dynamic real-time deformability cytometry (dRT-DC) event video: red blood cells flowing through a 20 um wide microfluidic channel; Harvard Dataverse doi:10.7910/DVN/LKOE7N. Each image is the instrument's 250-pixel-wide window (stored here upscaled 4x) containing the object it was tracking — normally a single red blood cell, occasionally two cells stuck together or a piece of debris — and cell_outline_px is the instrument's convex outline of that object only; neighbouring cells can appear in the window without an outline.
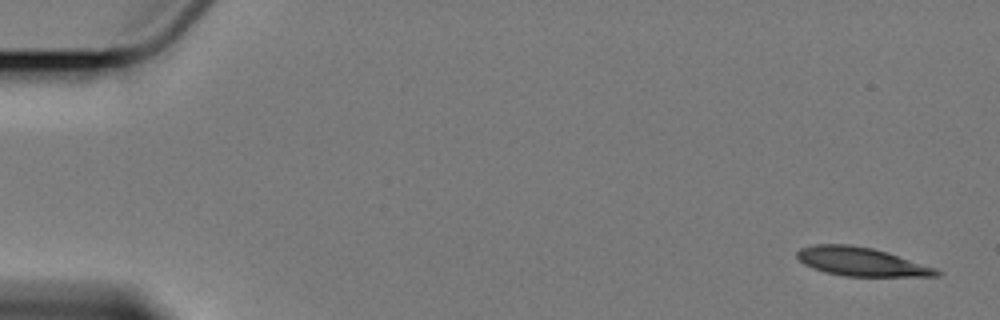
{"species": "Egyptian fruit bat (a non-hibernating species)", "species_latin": "Rousettus aegyptiacus", "temperature_condition": "cold", "stored_images_in_passage": 10, "camera_frame_rate_fps": 3000, "um_per_image_px": 0.085, "animal": {"sex": "female"}, "frame": {"image": 1, "passage_image": 1, "time_ms": 0.0, "image_size_px": [1000, 320], "cell_outline_px": [[940, 272], [936, 276], [844, 276], [824, 272], [812, 268], [804, 264], [796, 256], [796, 252], [800, 248], [812, 244], [848, 244], [872, 248], [888, 252], [936, 268]], "centroid_in_image_um": [73.15, 22.23], "position_along_channel_um": 11.8, "area_um2": 23.24}}
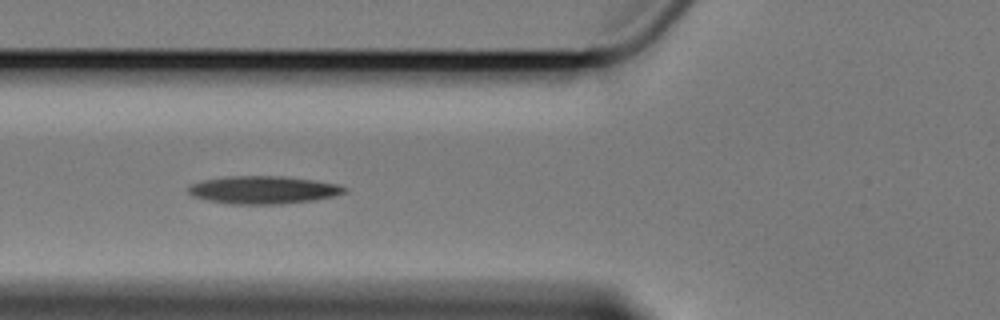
{"frame": {"image": 2, "passage_image": 6, "time_ms": 6.667, "image_size_px": [1000, 320], "cell_outline_px": [[348, 192], [336, 196], [316, 200], [280, 204], [232, 204], [208, 200], [192, 196], [188, 192], [188, 188], [192, 184], [204, 180], [224, 176], [284, 176], [316, 180], [340, 184], [348, 188]], "centroid_in_image_um": [22.46, 16.14], "position_along_channel_um": 103.3, "area_um2": 25.61}}
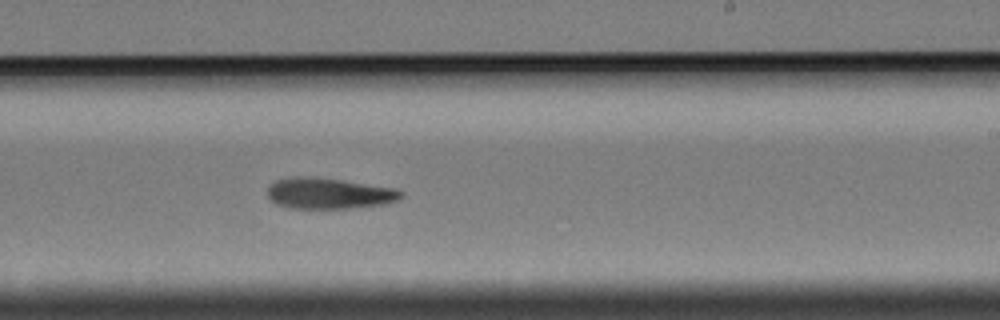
{"frame": {"image": 3, "passage_image": 10, "time_ms": 11.333, "image_size_px": [1000, 320], "cell_outline_px": [[404, 196], [400, 200], [384, 204], [352, 208], [288, 208], [276, 204], [268, 196], [268, 184], [276, 180], [288, 176], [316, 176], [396, 188], [404, 192]], "centroid_in_image_um": [27.97, 16.42], "position_along_channel_um": 261.0, "area_um2": 24.57}}